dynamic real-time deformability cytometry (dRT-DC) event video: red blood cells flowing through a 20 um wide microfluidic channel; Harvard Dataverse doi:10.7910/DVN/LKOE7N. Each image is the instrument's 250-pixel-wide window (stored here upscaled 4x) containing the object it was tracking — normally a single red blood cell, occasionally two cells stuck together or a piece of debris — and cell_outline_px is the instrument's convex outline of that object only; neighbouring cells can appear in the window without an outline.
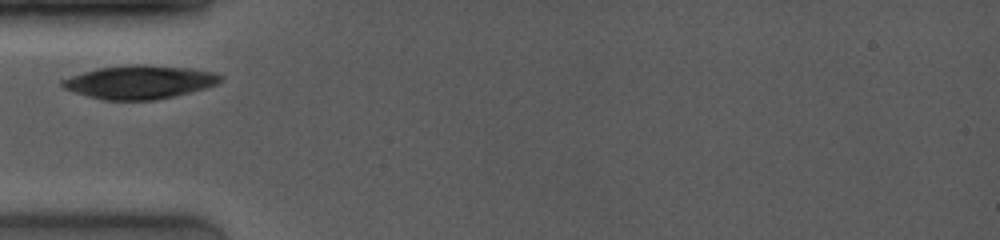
{"species": "common noctule bat (a hibernating species)", "species_latin": "Nyctalus noctula", "temperature_condition": "room temperature", "stored_images_in_passage": 9, "camera_frame_rate_fps": 4000, "um_per_image_px": 0.085, "animal": {"sex": "female", "body_mass_g": 19.0, "forearm_length_mm": 53.3}, "frame": {"image": 1, "passage_image": 1, "time_ms": 0.0, "image_size_px": [1000, 240], "cell_outline_px": [[224, 76], [216, 84], [192, 92], [152, 100], [104, 100], [88, 96], [64, 88], [60, 84], [60, 80], [84, 72], [100, 68], [136, 64], [140, 64], [188, 68], [216, 72]], "centroid_in_image_um": [11.88, 6.98], "position_along_channel_um": 73.1, "area_um2": 30.46}}
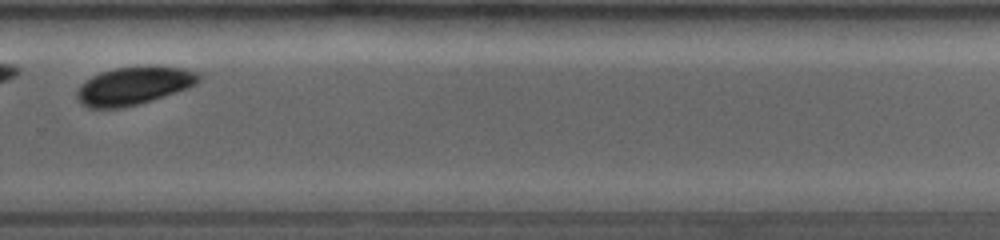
{"frame": {"image": 2, "passage_image": 7, "time_ms": 6.25, "image_size_px": [1000, 240], "cell_outline_px": [[204, 80], [188, 88], [140, 104], [124, 108], [88, 108], [80, 104], [76, 100], [76, 92], [80, 84], [84, 80], [100, 72], [116, 68], [140, 64], [156, 64], [184, 68], [196, 72], [204, 76]], "centroid_in_image_um": [11.4, 7.26], "position_along_channel_um": 318.4, "area_um2": 28.09}}
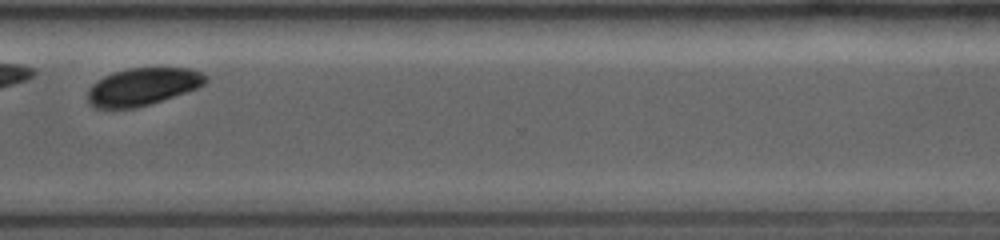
{"frame": {"image": 3, "passage_image": 8, "time_ms": 7.25, "image_size_px": [1000, 240], "cell_outline_px": [[208, 80], [204, 84], [196, 88], [136, 108], [92, 108], [88, 104], [88, 88], [96, 80], [112, 72], [128, 68], [188, 68], [200, 72], [208, 76]], "centroid_in_image_um": [12.07, 7.36], "position_along_channel_um": 358.5, "area_um2": 25.66}}